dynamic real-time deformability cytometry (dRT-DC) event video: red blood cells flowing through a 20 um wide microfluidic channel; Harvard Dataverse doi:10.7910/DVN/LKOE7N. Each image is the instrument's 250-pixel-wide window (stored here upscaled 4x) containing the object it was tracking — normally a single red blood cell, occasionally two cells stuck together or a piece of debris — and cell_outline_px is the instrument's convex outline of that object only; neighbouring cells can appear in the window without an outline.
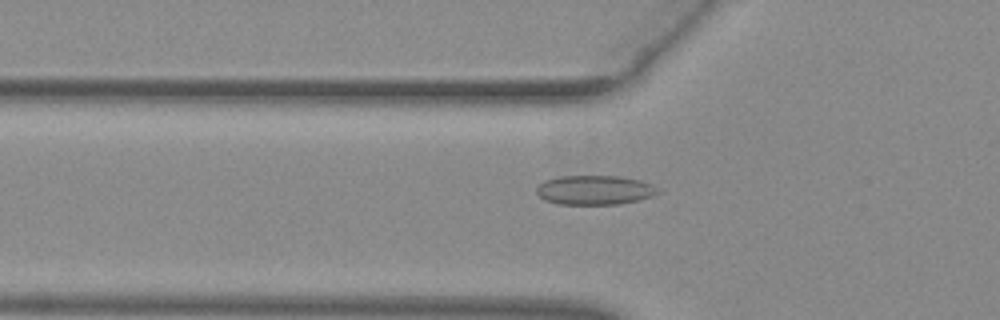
{"species": "common noctule bat (a hibernating species)", "species_latin": "Nyctalus noctula", "temperature_condition": "warm", "stored_images_in_passage": 43, "camera_frame_rate_fps": 3000, "um_per_image_px": 0.085, "animal": {"sex": "female", "body_mass_g": 29.2, "forearm_length_mm": 56.3}, "frame": {"image": 1, "passage_image": 9, "time_ms": 2.667, "image_size_px": [1000, 320], "cell_outline_px": [[660, 192], [652, 196], [640, 200], [620, 204], [560, 204], [544, 200], [536, 192], [536, 188], [544, 180], [560, 176], [620, 176], [640, 180], [656, 188]], "centroid_in_image_um": [50.52, 16.15], "position_along_channel_um": 75.3, "area_um2": 20.69}}
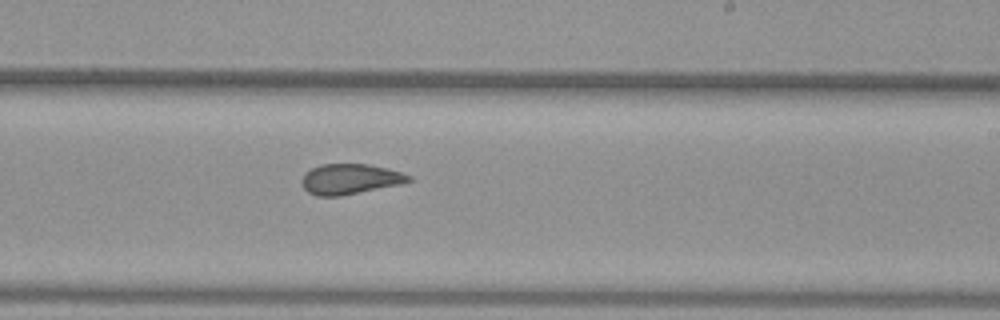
{"frame": {"image": 2, "passage_image": 23, "time_ms": 7.333, "image_size_px": [1000, 320], "cell_outline_px": [[412, 180], [400, 184], [340, 196], [316, 196], [308, 192], [304, 188], [300, 180], [304, 172], [320, 164], [368, 164], [388, 168], [412, 176]], "centroid_in_image_um": [29.72, 15.21], "position_along_channel_um": 259.3, "area_um2": 18.96}}
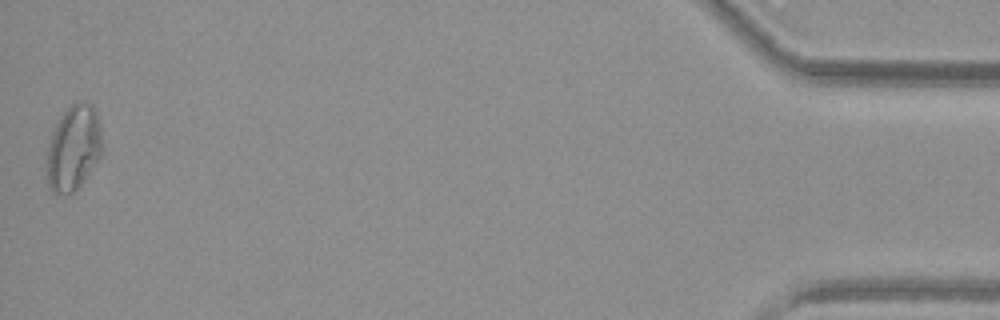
{"frame": {"image": 3, "passage_image": 43, "time_ms": 14.0, "image_size_px": [1000, 320], "cell_outline_px": [[100, 156], [80, 184], [68, 196], [56, 196], [48, 188], [48, 148], [52, 132], [60, 116], [76, 100], [80, 100], [92, 104], [96, 112], [100, 128]], "centroid_in_image_um": [6.22, 12.58], "position_along_channel_um": 429.0, "area_um2": 27.11}, "authors_computed_cell_mechanics": {"area_um2": 20.4612, "velocity_mm_per_s": 3.9461, "shape_relaxation_time_tau1_ms": null, "shape_relaxation_time_tau2_ms": 1.4888, "deformation_change_tau1": null, "deformation_change_tau2": 0.0861}}